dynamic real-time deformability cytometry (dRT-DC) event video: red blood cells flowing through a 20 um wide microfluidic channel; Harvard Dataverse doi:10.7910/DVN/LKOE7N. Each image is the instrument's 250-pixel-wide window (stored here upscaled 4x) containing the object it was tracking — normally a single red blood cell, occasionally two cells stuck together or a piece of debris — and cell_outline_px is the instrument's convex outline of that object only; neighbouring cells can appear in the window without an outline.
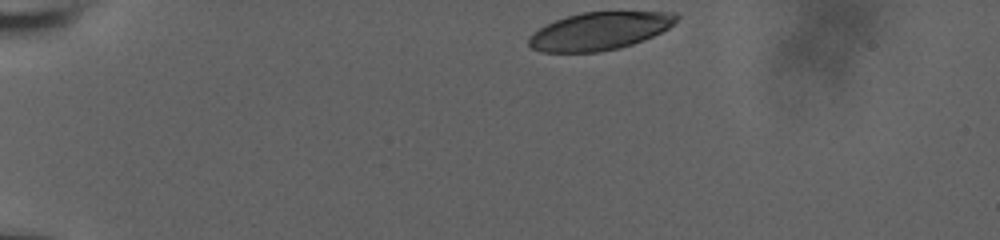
{"species": "human", "species_latin": "Homo sapiens", "temperature_condition": "room temperature", "stored_images_in_passage": 38, "camera_frame_rate_fps": 3000, "um_per_image_px": 0.085, "donor": {"sex": "male"}, "frame": {"image": 1, "passage_image": 1, "time_ms": 0.0, "image_size_px": [1000, 240], "cell_outline_px": [[680, 16], [668, 28], [652, 36], [632, 44], [620, 48], [596, 52], [540, 52], [532, 48], [528, 44], [528, 36], [540, 28], [556, 20], [568, 16], [584, 12], [676, 12]], "centroid_in_image_um": [50.95, 2.64], "position_along_channel_um": 34.1, "area_um2": 32.19}}
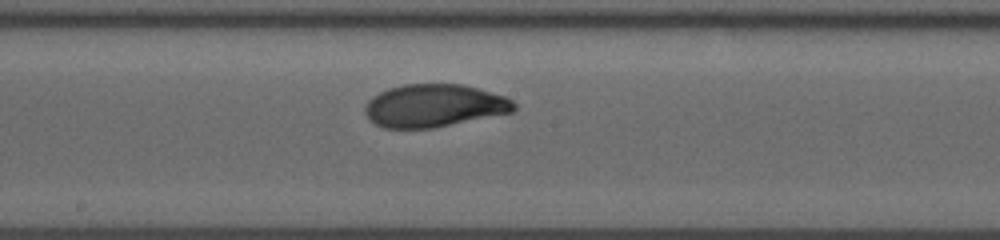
{"frame": {"image": 2, "passage_image": 22, "time_ms": 7.0, "image_size_px": [1000, 240], "cell_outline_px": [[516, 108], [512, 112], [432, 128], [384, 128], [368, 120], [364, 112], [364, 104], [372, 96], [388, 88], [404, 84], [464, 84], [504, 96], [512, 100], [516, 104]], "centroid_in_image_um": [36.85, 8.98], "position_along_channel_um": 211.3, "area_um2": 37.22}}
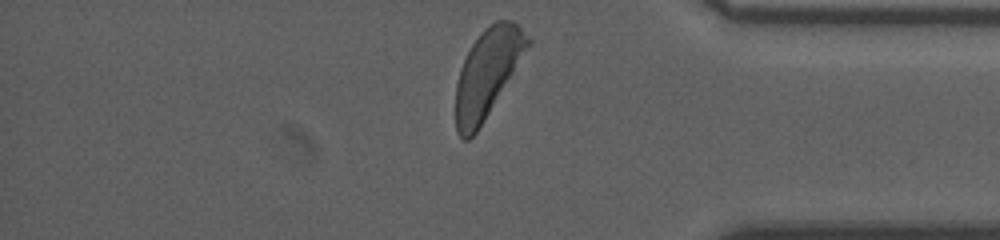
{"frame": {"image": 3, "passage_image": 38, "time_ms": 12.333, "image_size_px": [1000, 240], "cell_outline_px": [[532, 40], [476, 132], [468, 140], [464, 140], [456, 132], [456, 84], [460, 68], [472, 44], [480, 32], [484, 28], [496, 20], [516, 20]], "centroid_in_image_um": [41.41, 6.15], "position_along_channel_um": 393.8, "area_um2": 36.01}, "authors_computed_cell_mechanics": {"area_um2": 37.0209, "velocity_mm_per_s": 3.6937, "shape_relaxation_time_tau1_ms": 4.7137, "shape_relaxation_time_tau2_ms": null, "deformation_change_tau1": 0.1964, "deformation_change_tau2": null}}